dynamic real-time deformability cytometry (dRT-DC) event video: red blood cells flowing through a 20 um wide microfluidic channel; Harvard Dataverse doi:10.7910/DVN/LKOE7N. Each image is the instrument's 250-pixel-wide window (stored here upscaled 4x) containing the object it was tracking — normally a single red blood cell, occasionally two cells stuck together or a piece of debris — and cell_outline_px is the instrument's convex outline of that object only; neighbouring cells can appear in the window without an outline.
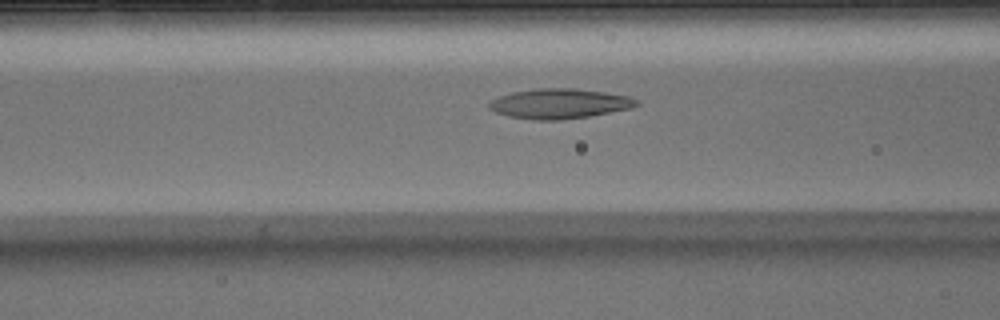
{"species": "Egyptian fruit bat (a non-hibernating species)", "species_latin": "Rousettus aegyptiacus", "temperature_condition": "warm", "stored_images_in_passage": 37, "camera_frame_rate_fps": 3000, "um_per_image_px": 0.085, "animal": {"sex": "male"}, "frame": {"image": 1, "passage_image": 5, "time_ms": 1.333, "image_size_px": [1000, 320], "cell_outline_px": [[640, 104], [632, 108], [588, 116], [560, 120], [536, 120], [508, 116], [496, 112], [488, 108], [488, 104], [492, 100], [500, 96], [512, 92], [536, 88], [572, 88], [604, 92], [628, 96], [636, 100]], "centroid_in_image_um": [47.54, 8.81], "position_along_channel_um": 119.1, "area_um2": 25.55}}
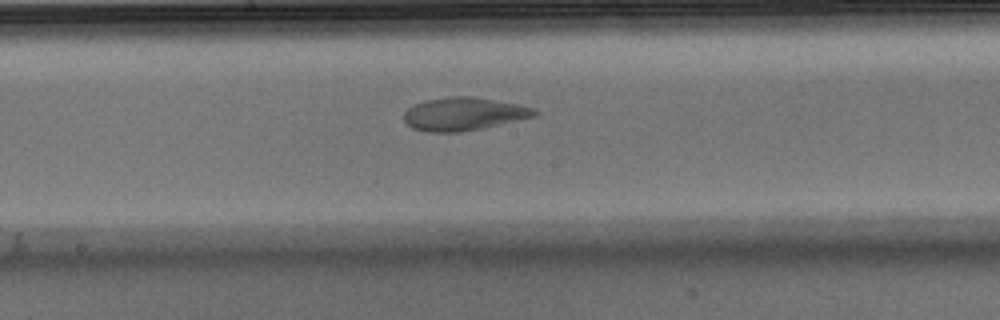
{"frame": {"image": 2, "passage_image": 12, "time_ms": 3.667, "image_size_px": [1000, 320], "cell_outline_px": [[540, 112], [536, 116], [480, 128], [460, 132], [428, 132], [412, 128], [404, 120], [404, 112], [412, 104], [424, 100], [448, 96], [472, 96], [516, 104], [532, 108]], "centroid_in_image_um": [39.36, 9.67], "position_along_channel_um": 208.8, "area_um2": 25.03}}
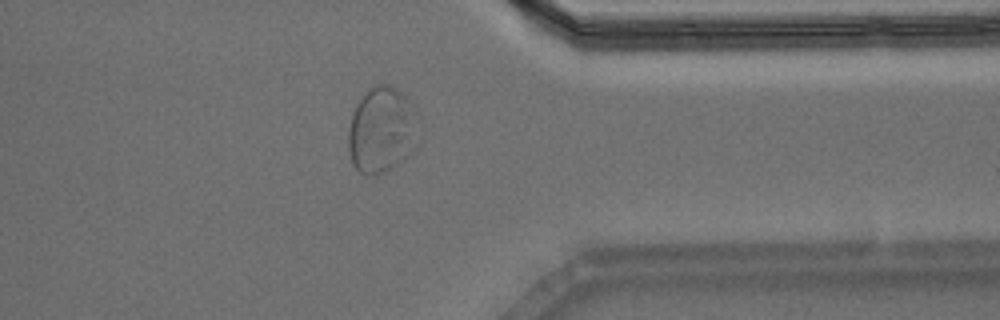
{"frame": {"image": 3, "passage_image": 26, "time_ms": 8.333, "image_size_px": [1000, 320], "cell_outline_px": [[420, 120], [404, 156], [396, 164], [384, 172], [376, 176], [368, 176], [360, 172], [352, 164], [348, 148], [348, 132], [352, 112], [356, 104], [364, 92], [368, 88], [376, 84], [388, 84], [396, 88], [420, 112]], "centroid_in_image_um": [32.38, 10.99], "position_along_channel_um": 379.0, "area_um2": 34.8}}